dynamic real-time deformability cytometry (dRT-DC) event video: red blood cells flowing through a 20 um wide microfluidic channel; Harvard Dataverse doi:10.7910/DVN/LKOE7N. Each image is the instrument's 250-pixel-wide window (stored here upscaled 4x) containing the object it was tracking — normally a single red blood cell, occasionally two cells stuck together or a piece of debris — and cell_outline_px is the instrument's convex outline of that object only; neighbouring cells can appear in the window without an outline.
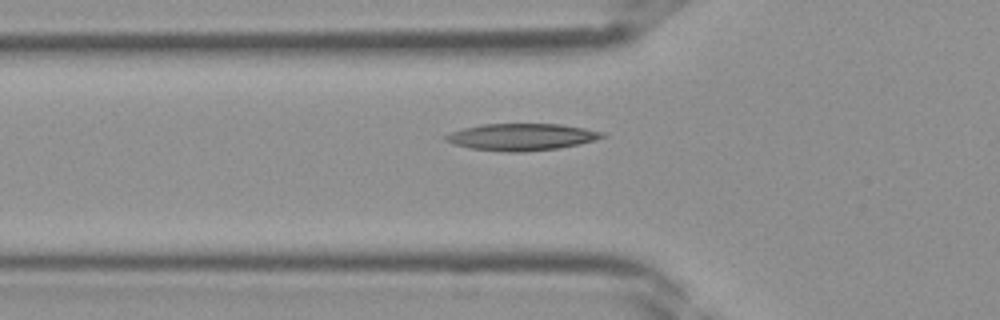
{"species": "Egyptian fruit bat (a non-hibernating species)", "species_latin": "Rousettus aegyptiacus", "temperature_condition": "room temperature", "stored_images_in_passage": 36, "camera_frame_rate_fps": 3000, "um_per_image_px": 0.085, "frame": {"image": 1, "passage_image": 13, "time_ms": 4.0, "image_size_px": [1000, 320], "cell_outline_px": [[608, 136], [596, 140], [580, 144], [560, 148], [524, 152], [504, 152], [468, 148], [452, 144], [444, 140], [444, 136], [452, 132], [464, 128], [480, 124], [560, 124], [584, 128], [604, 132]], "centroid_in_image_um": [44.35, 11.65], "position_along_channel_um": 81.5, "area_um2": 24.8}}
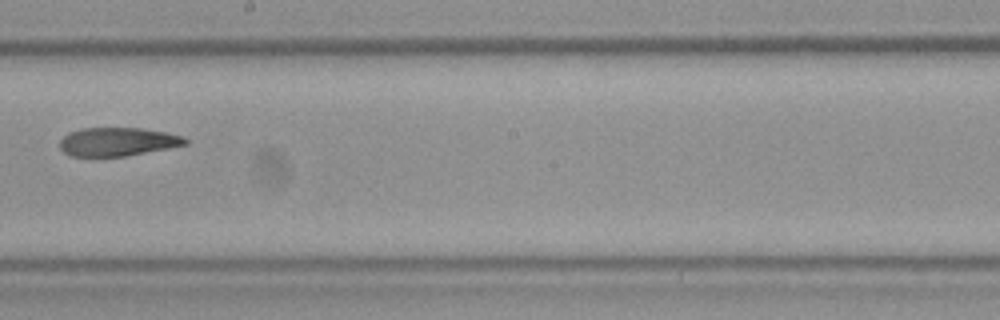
{"frame": {"image": 2, "passage_image": 22, "time_ms": 7.0, "image_size_px": [1000, 320], "cell_outline_px": [[188, 144], [168, 148], [124, 156], [72, 156], [64, 152], [60, 148], [60, 140], [68, 132], [80, 128], [140, 128], [164, 132], [184, 136], [188, 140]], "centroid_in_image_um": [9.99, 12.04], "position_along_channel_um": 238.2, "area_um2": 20.75}}
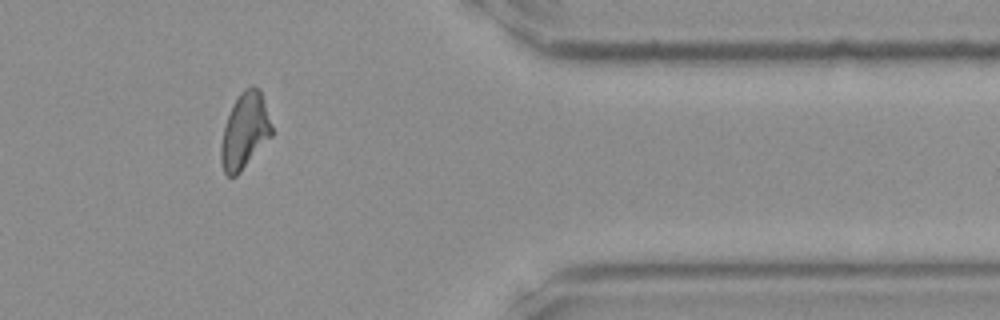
{"frame": {"image": 3, "passage_image": 32, "time_ms": 10.333, "image_size_px": [1000, 320], "cell_outline_px": [[272, 136], [240, 172], [236, 176], [228, 176], [224, 172], [220, 160], [220, 144], [224, 124], [240, 92], [244, 88], [252, 84], [260, 92], [272, 128]], "centroid_in_image_um": [20.77, 11.16], "position_along_channel_um": 390.6, "area_um2": 22.08}}